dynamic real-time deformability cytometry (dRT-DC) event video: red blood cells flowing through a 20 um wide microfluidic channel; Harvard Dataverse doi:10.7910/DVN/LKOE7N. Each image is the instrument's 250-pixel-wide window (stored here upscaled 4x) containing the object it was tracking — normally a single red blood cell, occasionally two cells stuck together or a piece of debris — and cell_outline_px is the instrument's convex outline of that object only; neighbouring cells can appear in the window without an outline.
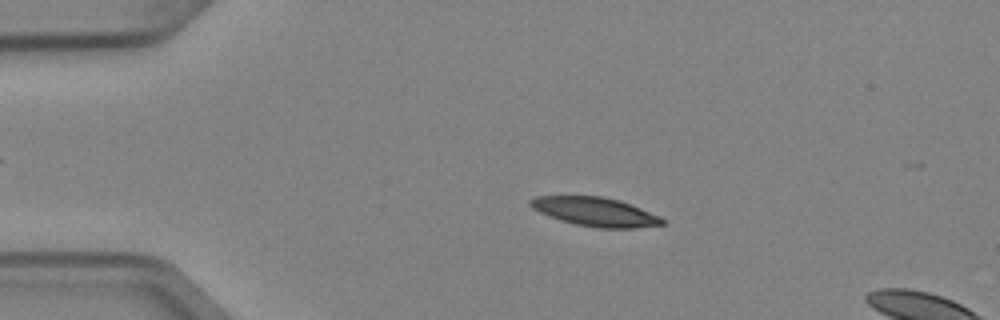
{"species": "Egyptian fruit bat (a non-hibernating species)", "species_latin": "Rousettus aegyptiacus", "temperature_condition": "cold", "stored_images_in_passage": 13, "camera_frame_rate_fps": 3000, "um_per_image_px": 0.085, "animal": {"sex": "female"}, "frame": {"image": 1, "passage_image": 8, "time_ms": 2.333, "image_size_px": [1000, 320], "cell_outline_px": [[668, 220], [664, 224], [636, 228], [600, 228], [576, 224], [560, 220], [540, 212], [532, 208], [528, 204], [528, 200], [536, 196], [604, 196], [620, 200], [660, 216]], "centroid_in_image_um": [50.61, 17.99], "position_along_channel_um": 34.4, "area_um2": 22.25}}